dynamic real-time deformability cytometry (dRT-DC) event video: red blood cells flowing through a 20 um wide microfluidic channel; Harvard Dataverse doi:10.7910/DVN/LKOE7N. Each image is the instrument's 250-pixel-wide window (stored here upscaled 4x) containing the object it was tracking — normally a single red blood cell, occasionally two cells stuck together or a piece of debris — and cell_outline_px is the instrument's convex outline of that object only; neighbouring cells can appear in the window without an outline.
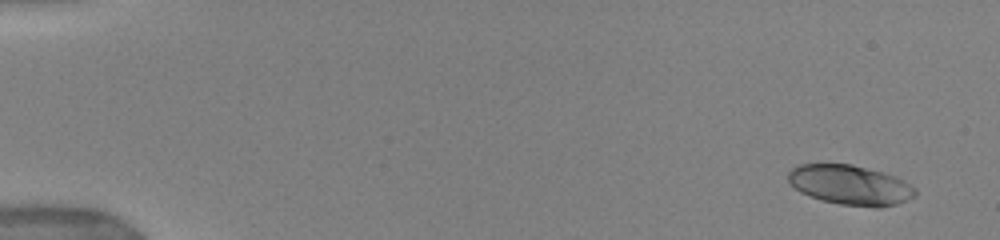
{"species": "human", "species_latin": "Homo sapiens", "temperature_condition": "warm", "stored_images_in_passage": 15, "camera_frame_rate_fps": 3000, "um_per_image_px": 0.085, "donor": {"sex": "female"}, "frame": {"image": 1, "passage_image": 1, "time_ms": 0.0, "image_size_px": [1000, 240], "cell_outline_px": [[916, 196], [908, 200], [896, 204], [880, 208], [876, 208], [840, 204], [824, 200], [800, 192], [788, 180], [788, 172], [796, 164], [852, 164], [896, 176], [904, 180], [916, 188]], "centroid_in_image_um": [72.3, 15.72], "position_along_channel_um": 12.7, "area_um2": 29.48}}
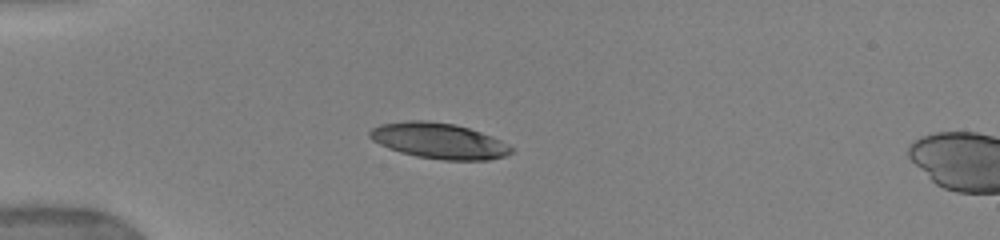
{"frame": {"image": 2, "passage_image": 8, "time_ms": 4.0, "image_size_px": [1000, 240], "cell_outline_px": [[512, 152], [504, 156], [488, 160], [444, 160], [416, 156], [400, 152], [388, 148], [372, 140], [368, 136], [368, 132], [372, 128], [380, 124], [408, 120], [424, 120], [456, 124], [492, 136], [500, 140], [512, 148]], "centroid_in_image_um": [37.27, 11.96], "position_along_channel_um": 47.7, "area_um2": 29.36}}